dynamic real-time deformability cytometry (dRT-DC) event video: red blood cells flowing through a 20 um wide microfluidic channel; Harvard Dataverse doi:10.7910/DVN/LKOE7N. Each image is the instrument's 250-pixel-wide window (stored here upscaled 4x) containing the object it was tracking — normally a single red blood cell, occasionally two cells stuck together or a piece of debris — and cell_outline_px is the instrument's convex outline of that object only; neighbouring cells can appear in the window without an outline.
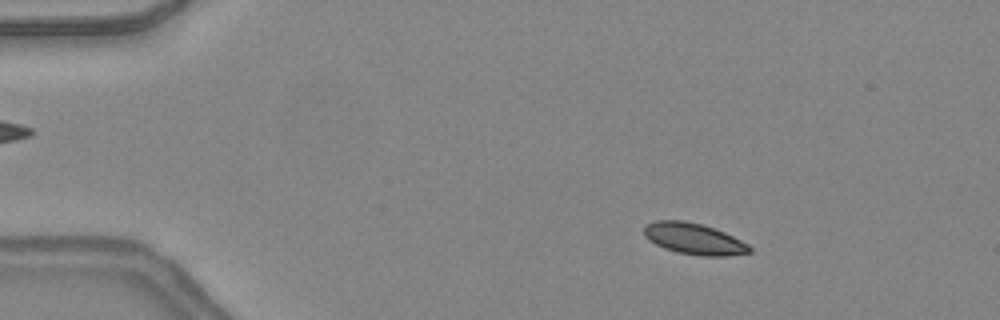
{"species": "common noctule bat (a hibernating species)", "species_latin": "Nyctalus noctula", "temperature_condition": "warm", "stored_images_in_passage": 48, "camera_frame_rate_fps": 3000, "um_per_image_px": 0.085, "animal": {"sex": "female", "body_mass_g": 24.6, "forearm_length_mm": 56.2}, "frame": {"image": 1, "passage_image": 8, "time_ms": 2.333, "image_size_px": [1000, 320], "cell_outline_px": [[752, 252], [724, 256], [700, 256], [676, 252], [664, 248], [648, 240], [644, 236], [644, 224], [656, 220], [684, 220], [700, 224], [724, 232], [748, 244], [752, 248]], "centroid_in_image_um": [58.95, 20.3], "position_along_channel_um": 26.1, "area_um2": 19.25}}
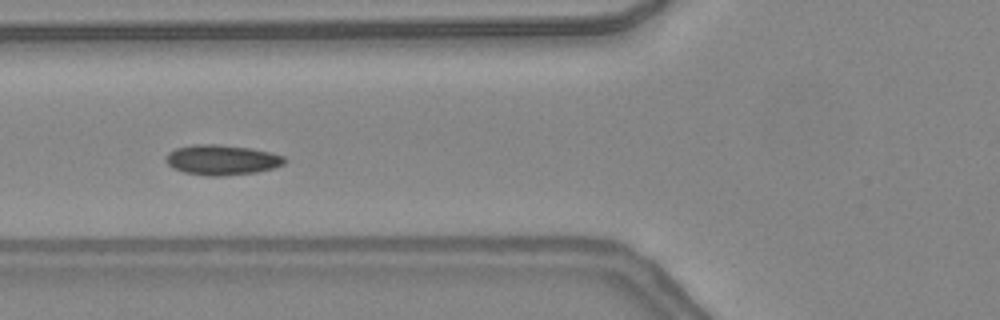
{"frame": {"image": 2, "passage_image": 19, "time_ms": 6.0, "image_size_px": [1000, 320], "cell_outline_px": [[288, 160], [284, 164], [272, 168], [256, 172], [220, 176], [208, 176], [184, 172], [172, 168], [168, 164], [164, 156], [168, 152], [176, 148], [192, 144], [216, 144], [252, 148], [272, 152], [284, 156]], "centroid_in_image_um": [18.86, 13.58], "position_along_channel_um": 106.9, "area_um2": 21.04}}
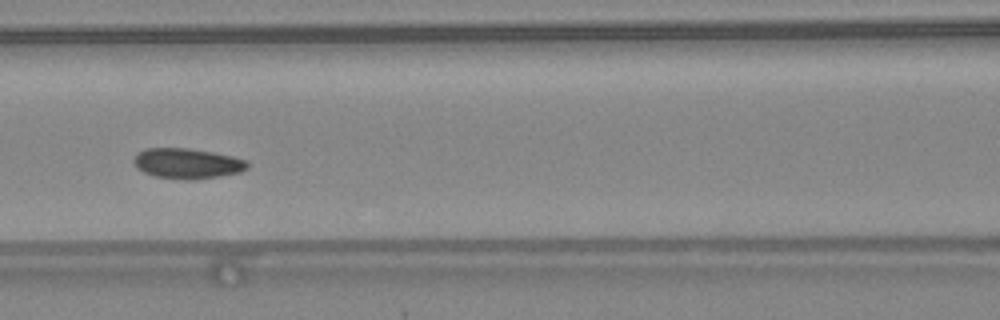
{"frame": {"image": 3, "passage_image": 22, "time_ms": 7.0, "image_size_px": [1000, 320], "cell_outline_px": [[248, 168], [240, 172], [220, 176], [196, 180], [188, 180], [156, 176], [144, 172], [136, 168], [132, 160], [136, 152], [144, 148], [188, 148], [212, 152], [232, 156], [248, 160]], "centroid_in_image_um": [15.9, 13.89], "position_along_channel_um": 150.7, "area_um2": 20.29}, "authors_computed_cell_mechanics": {"area_um2": 19.4497, "velocity_mm_per_s": 4.3366, "shape_relaxation_time_tau1_ms": 1.8206, "shape_relaxation_time_tau2_ms": null, "deformation_change_tau1": 0.05, "deformation_change_tau2": null}}